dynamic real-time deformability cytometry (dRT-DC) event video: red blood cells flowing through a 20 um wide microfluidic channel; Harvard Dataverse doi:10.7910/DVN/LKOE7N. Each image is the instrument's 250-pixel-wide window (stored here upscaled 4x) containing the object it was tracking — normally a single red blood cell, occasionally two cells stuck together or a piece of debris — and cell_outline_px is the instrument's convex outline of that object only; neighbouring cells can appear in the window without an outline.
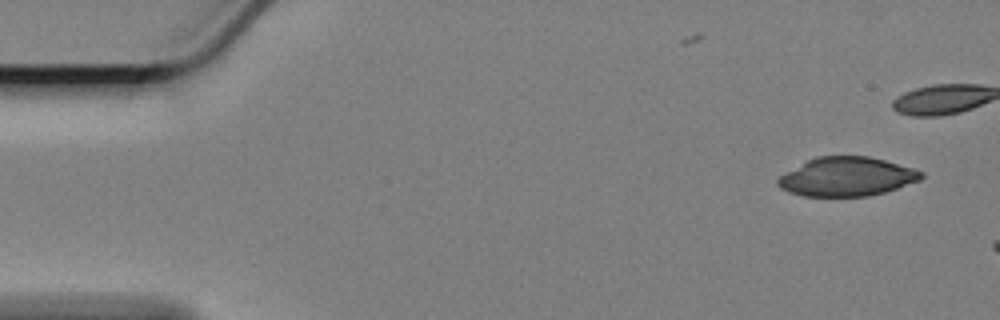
{"species": "Egyptian fruit bat (a non-hibernating species)", "species_latin": "Rousettus aegyptiacus", "temperature_condition": "cold", "stored_images_in_passage": 8, "camera_frame_rate_fps": 3000, "um_per_image_px": 0.085, "animal": {"sex": "female"}, "frame": {"image": 1, "passage_image": 1, "time_ms": 0.0, "image_size_px": [1000, 320], "cell_outline_px": [[924, 176], [920, 180], [884, 192], [868, 196], [804, 196], [788, 192], [780, 188], [776, 184], [776, 180], [780, 176], [808, 160], [816, 156], [868, 156], [884, 160], [912, 168], [924, 172]], "centroid_in_image_um": [71.96, 15.02], "position_along_channel_um": 13.0, "area_um2": 32.31}}